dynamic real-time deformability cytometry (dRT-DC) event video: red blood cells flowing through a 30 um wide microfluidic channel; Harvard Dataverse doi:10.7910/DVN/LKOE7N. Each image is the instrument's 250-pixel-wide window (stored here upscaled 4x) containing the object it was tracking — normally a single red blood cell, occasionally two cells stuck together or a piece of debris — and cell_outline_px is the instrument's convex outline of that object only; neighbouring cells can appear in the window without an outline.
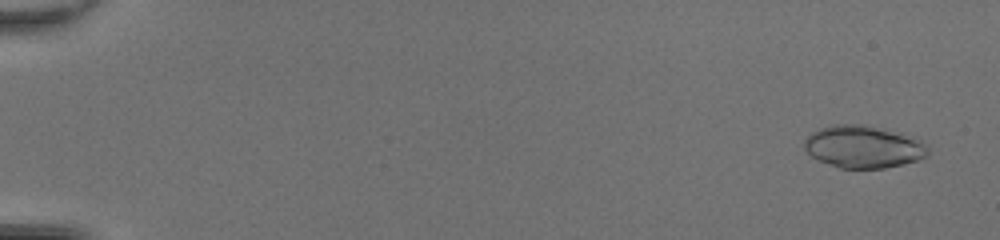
{"species": "common noctule bat (a hibernating species)", "species_latin": "Nyctalus noctula", "temperature_condition": "room temperature", "stored_images_in_passage": 50, "camera_frame_rate_fps": 3000, "um_per_image_px": 0.085, "animal": {"sex": "female", "body_mass_g": 20.0, "forearm_length_mm": 54.0}, "frame": {"image": 1, "passage_image": 3, "time_ms": 0.667, "image_size_px": [1000, 240], "cell_outline_px": [[928, 156], [920, 160], [904, 164], [884, 168], [840, 168], [820, 160], [812, 156], [804, 148], [804, 140], [812, 132], [820, 128], [836, 124], [864, 124], [884, 128], [920, 140], [928, 148]], "centroid_in_image_um": [73.4, 12.47], "position_along_channel_um": 11.6, "area_um2": 30.46}}
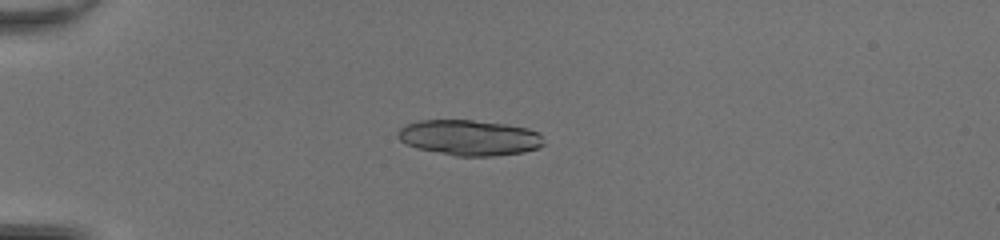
{"frame": {"image": 2, "passage_image": 15, "time_ms": 4.667, "image_size_px": [1000, 240], "cell_outline_px": [[544, 144], [536, 148], [524, 152], [496, 156], [456, 156], [416, 148], [400, 140], [396, 136], [396, 132], [400, 128], [408, 124], [420, 120], [472, 120], [504, 124], [528, 128], [540, 132]], "centroid_in_image_um": [39.9, 11.7], "position_along_channel_um": 45.1, "area_um2": 30.23}}